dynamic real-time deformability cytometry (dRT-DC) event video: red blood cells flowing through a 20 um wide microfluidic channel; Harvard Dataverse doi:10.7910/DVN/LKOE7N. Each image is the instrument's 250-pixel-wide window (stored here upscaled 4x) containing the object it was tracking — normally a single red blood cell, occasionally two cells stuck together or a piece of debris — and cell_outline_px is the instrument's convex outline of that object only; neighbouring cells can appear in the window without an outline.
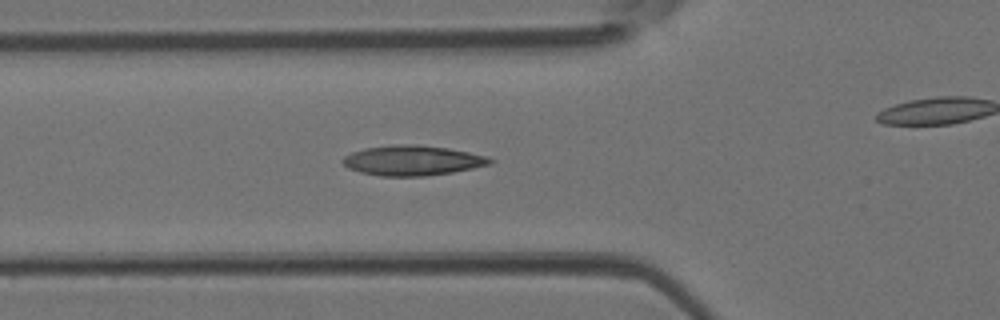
{"species": "Egyptian fruit bat (a non-hibernating species)", "species_latin": "Rousettus aegyptiacus", "temperature_condition": "room temperature", "stored_images_in_passage": 30, "camera_frame_rate_fps": 3000, "um_per_image_px": 0.085, "animal": {"sex": "female"}, "frame": {"image": 1, "passage_image": 8, "time_ms": 2.333, "image_size_px": [1000, 320], "cell_outline_px": [[496, 160], [492, 164], [452, 172], [424, 176], [380, 176], [360, 172], [348, 168], [340, 160], [344, 156], [352, 152], [364, 148], [392, 144], [416, 144], [448, 148], [488, 156]], "centroid_in_image_um": [35.06, 13.63], "position_along_channel_um": 90.7, "area_um2": 25.95}}
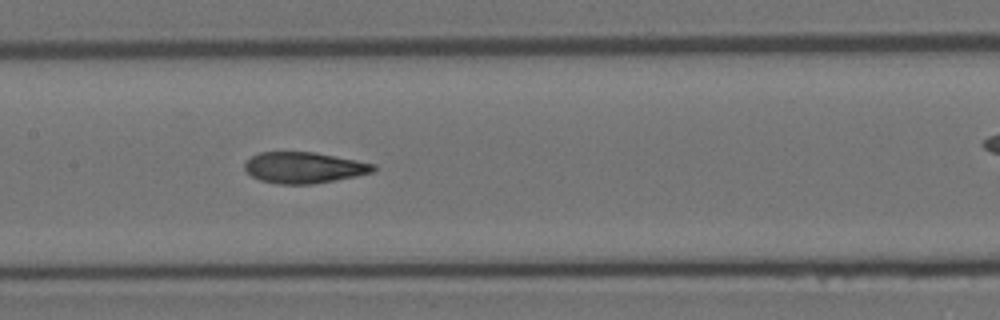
{"frame": {"image": 2, "passage_image": 14, "time_ms": 4.333, "image_size_px": [1000, 320], "cell_outline_px": [[376, 168], [372, 172], [356, 176], [312, 184], [280, 184], [260, 180], [252, 176], [244, 168], [244, 164], [252, 156], [260, 152], [312, 152], [356, 160], [376, 164]], "centroid_in_image_um": [25.83, 14.25], "position_along_channel_um": 181.6, "area_um2": 23.06}}
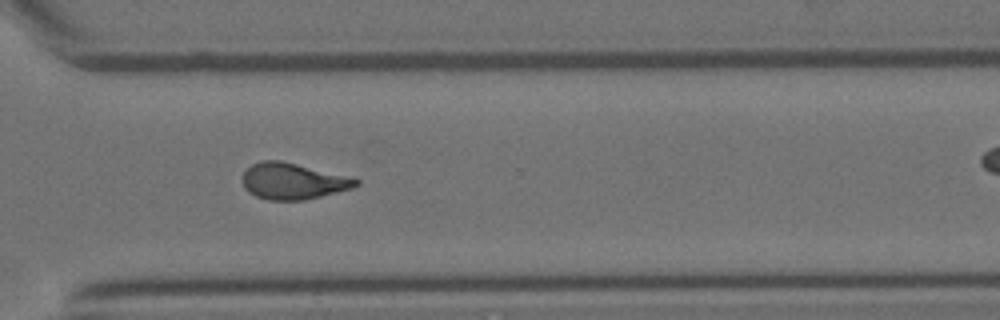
{"frame": {"image": 3, "passage_image": 25, "time_ms": 8.0, "image_size_px": [1000, 320], "cell_outline_px": [[360, 184], [352, 188], [304, 200], [268, 200], [256, 196], [248, 192], [244, 188], [240, 180], [244, 172], [252, 164], [264, 160], [280, 160], [352, 176], [360, 180]], "centroid_in_image_um": [24.9, 15.39], "position_along_channel_um": 345.7, "area_um2": 24.22}}